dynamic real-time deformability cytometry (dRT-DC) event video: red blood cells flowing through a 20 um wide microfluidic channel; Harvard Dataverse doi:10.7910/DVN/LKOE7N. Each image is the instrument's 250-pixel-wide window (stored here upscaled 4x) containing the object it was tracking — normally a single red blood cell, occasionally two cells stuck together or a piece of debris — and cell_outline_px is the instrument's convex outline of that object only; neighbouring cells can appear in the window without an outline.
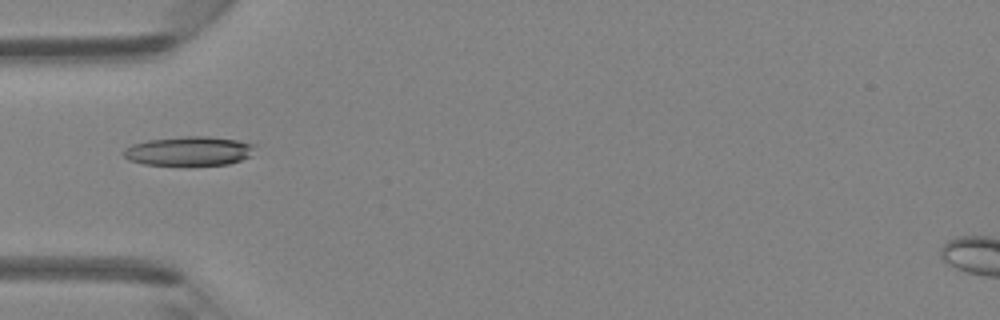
{"species": "Egyptian fruit bat (a non-hibernating species)", "species_latin": "Rousettus aegyptiacus", "temperature_condition": "room temperature", "stored_images_in_passage": 33, "camera_frame_rate_fps": 3000, "um_per_image_px": 0.085, "animal": {"sex": "female"}, "frame": {"image": 1, "passage_image": 2, "time_ms": 0.333, "image_size_px": [1000, 320], "cell_outline_px": [[256, 144], [252, 156], [228, 164], [144, 164], [128, 160], [124, 156], [124, 148], [132, 144], [148, 140], [188, 136], [208, 136], [236, 140]], "centroid_in_image_um": [16.09, 12.82], "position_along_channel_um": 68.9, "area_um2": 22.08}}
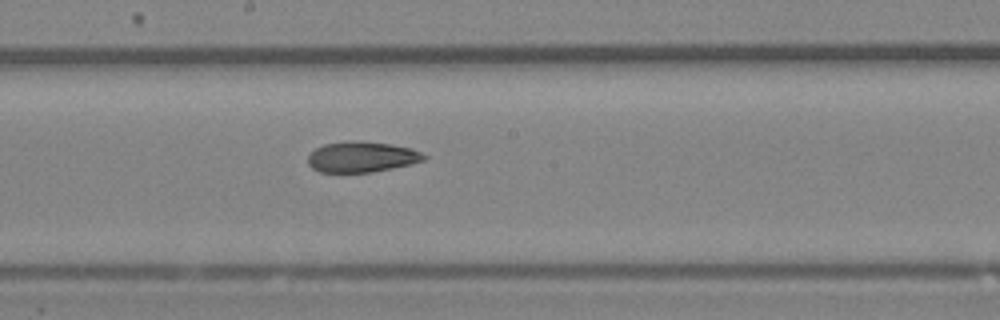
{"frame": {"image": 2, "passage_image": 12, "time_ms": 3.667, "image_size_px": [1000, 320], "cell_outline_px": [[428, 156], [424, 160], [412, 164], [372, 172], [320, 172], [312, 168], [308, 164], [308, 156], [316, 148], [324, 144], [348, 140], [360, 140], [392, 144], [412, 148]], "centroid_in_image_um": [30.76, 13.32], "position_along_channel_um": 217.4, "area_um2": 20.92}}
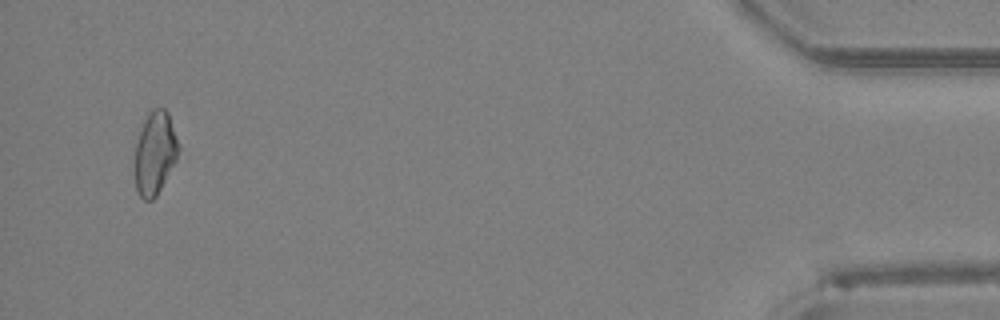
{"frame": {"image": 3, "passage_image": 31, "time_ms": 10.0, "image_size_px": [1000, 320], "cell_outline_px": [[180, 148], [176, 160], [156, 196], [152, 200], [144, 200], [140, 196], [136, 188], [132, 172], [132, 156], [136, 140], [144, 120], [148, 112], [152, 108], [164, 108], [168, 112], [180, 144]], "centroid_in_image_um": [13.12, 13.0], "position_along_channel_um": 422.1, "area_um2": 21.96}}